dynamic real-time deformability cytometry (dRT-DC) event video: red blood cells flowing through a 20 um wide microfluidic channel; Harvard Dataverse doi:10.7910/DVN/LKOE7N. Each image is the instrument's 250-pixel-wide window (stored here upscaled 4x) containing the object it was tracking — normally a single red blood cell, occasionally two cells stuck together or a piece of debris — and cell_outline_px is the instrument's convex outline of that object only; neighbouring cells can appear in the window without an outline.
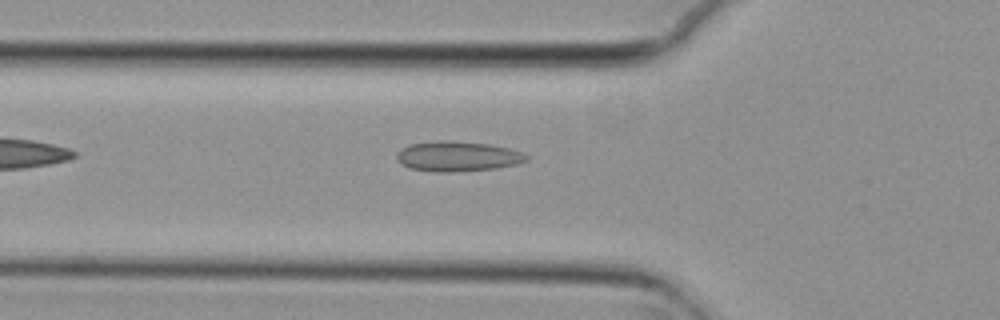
{"species": "common noctule bat (a hibernating species)", "species_latin": "Nyctalus noctula", "temperature_condition": "cold", "stored_images_in_passage": 39, "camera_frame_rate_fps": 3000, "um_per_image_px": 0.085, "animal": {"sex": "female", "body_mass_g": 29.2, "forearm_length_mm": 56.3}, "frame": {"image": 1, "passage_image": 3, "time_ms": 0.667, "image_size_px": [1000, 320], "cell_outline_px": [[528, 160], [516, 164], [496, 168], [452, 172], [436, 172], [408, 168], [396, 156], [396, 152], [400, 148], [408, 144], [440, 140], [444, 140], [488, 144], [508, 148], [520, 152], [528, 156]], "centroid_in_image_um": [38.86, 13.29], "position_along_channel_um": 86.9, "area_um2": 22.6}}
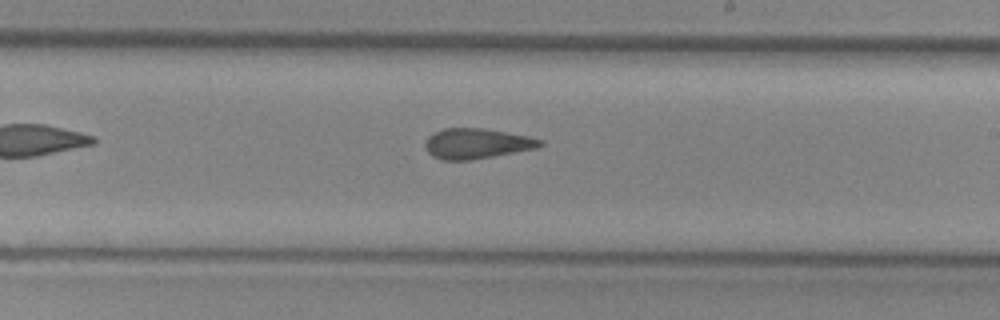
{"frame": {"image": 2, "passage_image": 16, "time_ms": 5.0, "image_size_px": [1000, 320], "cell_outline_px": [[544, 144], [536, 148], [472, 160], [440, 160], [432, 156], [428, 152], [424, 144], [428, 136], [432, 132], [444, 128], [484, 128], [528, 136], [544, 140]], "centroid_in_image_um": [40.49, 12.2], "position_along_channel_um": 248.5, "area_um2": 20.4}}
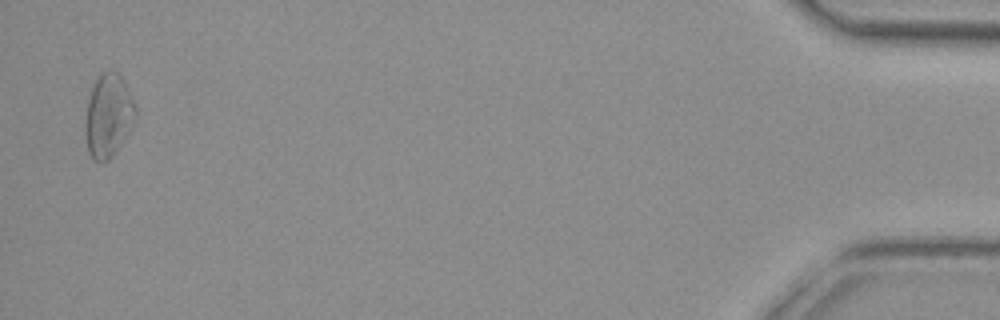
{"frame": {"image": 3, "passage_image": 38, "time_ms": 12.333, "image_size_px": [1000, 320], "cell_outline_px": [[136, 116], [128, 132], [120, 144], [108, 160], [92, 160], [88, 152], [84, 132], [84, 124], [88, 100], [92, 88], [100, 72], [116, 72], [124, 80], [132, 96], [136, 108]], "centroid_in_image_um": [9.19, 9.82], "position_along_channel_um": 426.0, "area_um2": 24.1}, "authors_computed_cell_mechanics": {"area_um2": 20.8658, "velocity_mm_per_s": 3.72, "shape_relaxation_time_tau1_ms": null, "shape_relaxation_time_tau2_ms": 2.2915, "deformation_change_tau1": null, "deformation_change_tau2": 0.1096}}